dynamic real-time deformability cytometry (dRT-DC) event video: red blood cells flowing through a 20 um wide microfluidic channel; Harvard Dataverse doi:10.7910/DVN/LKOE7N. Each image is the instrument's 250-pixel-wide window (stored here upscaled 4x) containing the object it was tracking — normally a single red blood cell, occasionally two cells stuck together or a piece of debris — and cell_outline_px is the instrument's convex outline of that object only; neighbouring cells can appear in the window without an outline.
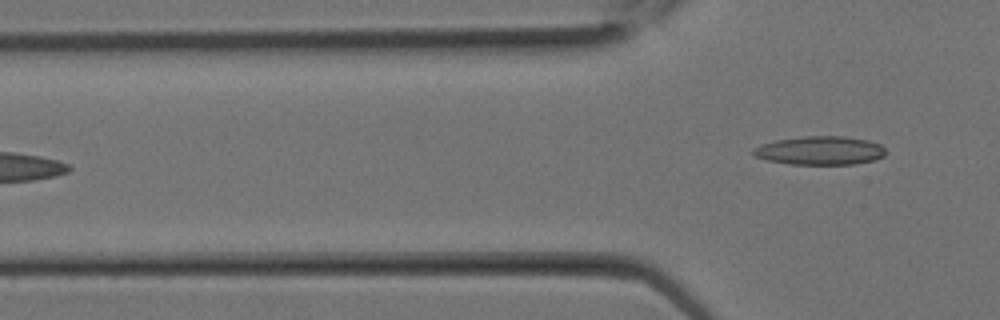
{"species": "Egyptian fruit bat (a non-hibernating species)", "species_latin": "Rousettus aegyptiacus", "temperature_condition": "room temperature", "stored_images_in_passage": 6, "segment_of_instrument_passage": [2, 2], "camera_frame_rate_fps": 3000, "um_per_image_px": 0.085, "animal": {"sex": "female"}, "frame": {"image": 1, "passage_image": 6, "time_ms": 1.667, "image_size_px": [1000, 320], "cell_outline_px": [[888, 152], [884, 156], [872, 160], [856, 164], [788, 164], [768, 160], [756, 156], [752, 152], [752, 148], [760, 144], [776, 140], [804, 136], [844, 136], [868, 140], [880, 144]], "centroid_in_image_um": [69.71, 12.79], "position_along_channel_um": 56.1, "area_um2": 22.14}}